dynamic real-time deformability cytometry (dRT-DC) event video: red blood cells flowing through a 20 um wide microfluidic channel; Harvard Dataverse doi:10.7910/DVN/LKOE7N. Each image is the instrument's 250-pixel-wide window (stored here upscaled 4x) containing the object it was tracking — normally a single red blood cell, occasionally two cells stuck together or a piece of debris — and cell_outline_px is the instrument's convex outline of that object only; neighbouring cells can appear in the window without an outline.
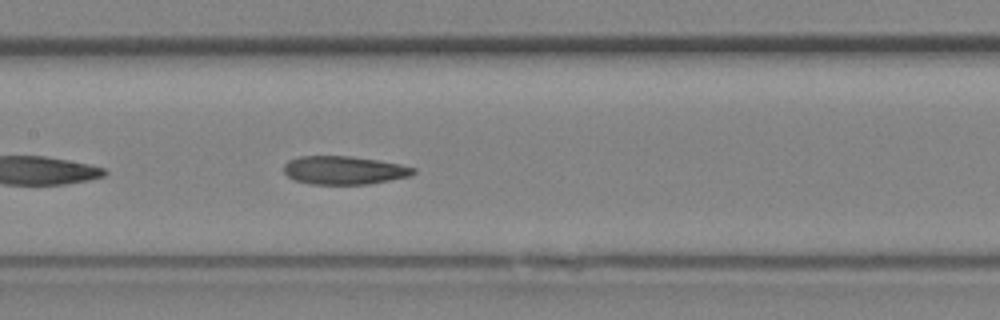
{"species": "Egyptian fruit bat (a non-hibernating species)", "species_latin": "Rousettus aegyptiacus", "temperature_condition": "room temperature", "stored_images_in_passage": 14, "camera_frame_rate_fps": 3000, "um_per_image_px": 0.085, "animal": {"sex": "female"}, "frame": {"image": 1, "passage_image": 14, "time_ms": 4.333, "image_size_px": [1000, 320], "cell_outline_px": [[416, 172], [412, 176], [368, 184], [312, 184], [292, 180], [284, 172], [284, 164], [288, 160], [300, 156], [348, 156], [376, 160], [400, 164], [416, 168]], "centroid_in_image_um": [29.24, 14.47], "position_along_channel_um": 178.2, "area_um2": 21.44}}